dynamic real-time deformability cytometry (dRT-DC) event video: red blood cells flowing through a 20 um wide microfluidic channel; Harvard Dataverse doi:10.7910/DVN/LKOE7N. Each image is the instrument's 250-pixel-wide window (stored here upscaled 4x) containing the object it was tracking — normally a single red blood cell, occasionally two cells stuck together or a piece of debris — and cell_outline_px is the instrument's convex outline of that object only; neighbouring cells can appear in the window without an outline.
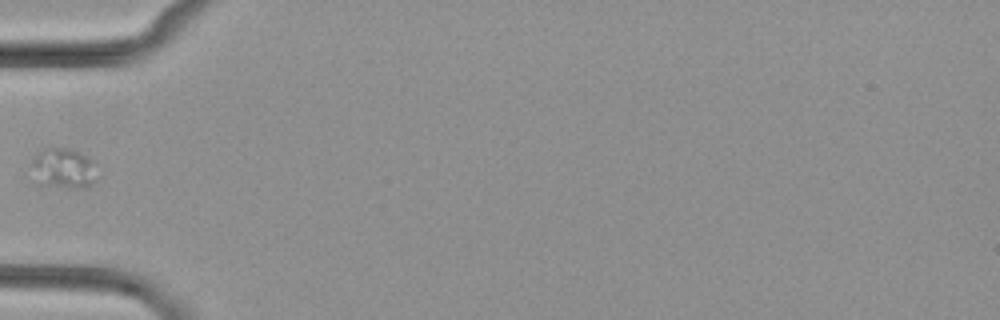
{"species": "common noctule bat (a hibernating species)", "species_latin": "Nyctalus noctula", "temperature_condition": "cold", "stored_images_in_passage": 6, "camera_frame_rate_fps": 3000, "um_per_image_px": 0.085, "animal": {"sex": "female", "body_mass_g": 29.2, "forearm_length_mm": 56.3}, "frame": {"image": 1, "passage_image": 4, "time_ms": 5.333, "image_size_px": [1000, 320], "cell_outline_px": [[96, 180], [88, 188], [68, 188], [40, 184], [32, 164], [32, 160], [36, 152], [52, 144], [72, 148], [88, 156], [92, 160]], "centroid_in_image_um": [5.41, 14.25], "position_along_channel_um": 79.6, "area_um2": 15.72}}